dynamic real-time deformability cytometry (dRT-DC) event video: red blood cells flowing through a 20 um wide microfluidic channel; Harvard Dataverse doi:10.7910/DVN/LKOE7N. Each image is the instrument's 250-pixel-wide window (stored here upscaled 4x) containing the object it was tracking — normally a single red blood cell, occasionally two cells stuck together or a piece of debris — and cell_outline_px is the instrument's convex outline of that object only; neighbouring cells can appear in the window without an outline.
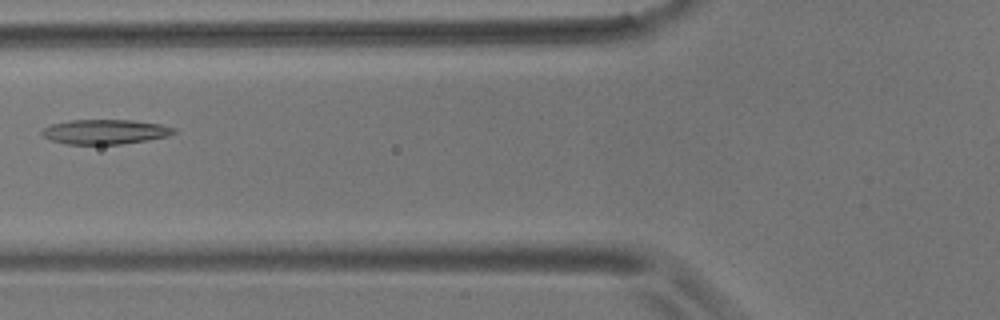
{"species": "common noctule bat (a hibernating species)", "species_latin": "Nyctalus noctula", "temperature_condition": "room temperature", "stored_images_in_passage": 3, "camera_frame_rate_fps": 3000, "um_per_image_px": 0.085, "animal": {"sex": "male", "body_mass_g": 17.9}, "frame": {"image": 1, "passage_image": 2, "time_ms": 1.333, "image_size_px": [1000, 320], "cell_outline_px": [[176, 132], [168, 136], [148, 140], [120, 144], [64, 144], [52, 140], [44, 136], [40, 132], [44, 128], [52, 124], [72, 120], [132, 120], [160, 124], [176, 128]], "centroid_in_image_um": [8.96, 11.2], "position_along_channel_um": 116.8, "area_um2": 18.9}}
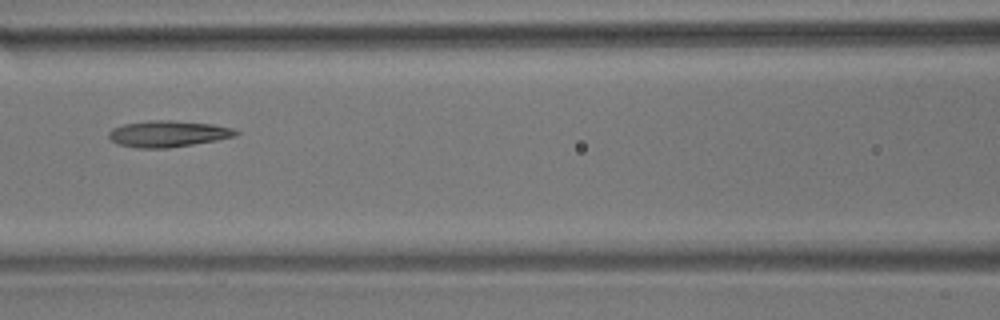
{"frame": {"image": 2, "passage_image": 3, "time_ms": 2.333, "image_size_px": [1000, 320], "cell_outline_px": [[240, 132], [236, 136], [216, 140], [168, 148], [140, 148], [116, 144], [108, 136], [108, 132], [112, 128], [124, 124], [148, 120], [168, 120], [212, 124], [232, 128]], "centroid_in_image_um": [14.25, 11.37], "position_along_channel_um": 152.3, "area_um2": 19.42}}